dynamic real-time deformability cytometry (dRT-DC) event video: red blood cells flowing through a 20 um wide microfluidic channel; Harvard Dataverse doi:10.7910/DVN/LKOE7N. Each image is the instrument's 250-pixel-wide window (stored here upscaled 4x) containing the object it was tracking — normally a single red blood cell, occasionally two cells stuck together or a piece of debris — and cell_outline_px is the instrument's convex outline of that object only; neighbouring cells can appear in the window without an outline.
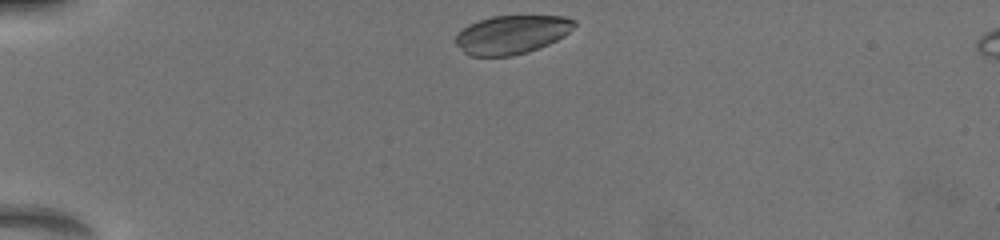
{"species": "common noctule bat (a hibernating species)", "species_latin": "Nyctalus noctula", "temperature_condition": "warm", "stored_images_in_passage": 28, "camera_frame_rate_fps": 3000, "um_per_image_px": 0.085, "animal": {"sex": "female", "body_mass_g": 19.5, "forearm_length_mm": 54.1}, "frame": {"image": 1, "passage_image": 1, "time_ms": 0.0, "image_size_px": [1000, 240], "cell_outline_px": [[576, 24], [564, 36], [548, 44], [528, 52], [512, 56], [468, 56], [456, 44], [456, 32], [468, 24], [492, 16], [564, 16], [576, 20]], "centroid_in_image_um": [43.47, 2.94], "position_along_channel_um": 41.5, "area_um2": 26.76}}
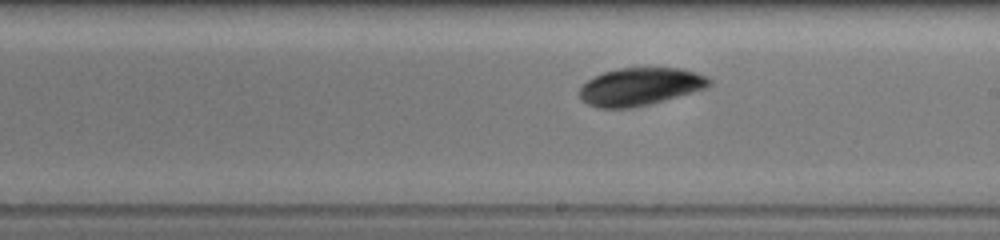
{"frame": {"image": 2, "passage_image": 16, "time_ms": 6.333, "image_size_px": [1000, 240], "cell_outline_px": [[712, 84], [708, 88], [648, 104], [628, 108], [600, 108], [588, 104], [580, 96], [580, 88], [588, 80], [604, 72], [620, 68], [680, 68], [696, 72], [708, 76], [712, 80]], "centroid_in_image_um": [54.47, 7.35], "position_along_channel_um": 234.5, "area_um2": 28.26}}
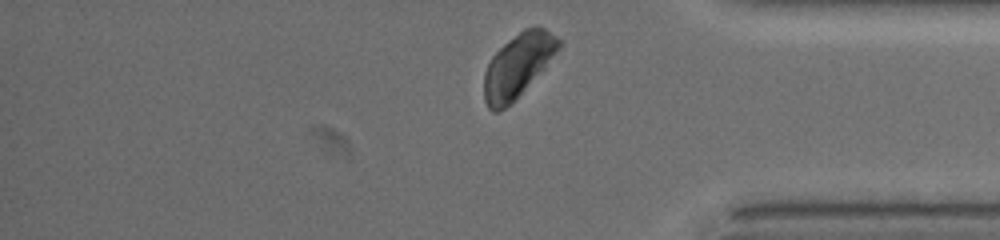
{"frame": {"image": 3, "passage_image": 28, "time_ms": 10.667, "image_size_px": [1000, 240], "cell_outline_px": [[560, 48], [544, 68], [504, 108], [496, 112], [492, 112], [488, 108], [484, 100], [484, 72], [492, 56], [508, 40], [524, 28], [544, 28], [556, 36], [560, 40]], "centroid_in_image_um": [43.99, 5.56], "position_along_channel_um": 391.2, "area_um2": 26.82}, "authors_computed_cell_mechanics": {"area_um2": 28.7266, "velocity_mm_per_s": 3.8559, "shape_relaxation_time_tau1_ms": 0.8093, "shape_relaxation_time_tau2_ms": null, "deformation_change_tau1": 0.0394, "deformation_change_tau2": null}}